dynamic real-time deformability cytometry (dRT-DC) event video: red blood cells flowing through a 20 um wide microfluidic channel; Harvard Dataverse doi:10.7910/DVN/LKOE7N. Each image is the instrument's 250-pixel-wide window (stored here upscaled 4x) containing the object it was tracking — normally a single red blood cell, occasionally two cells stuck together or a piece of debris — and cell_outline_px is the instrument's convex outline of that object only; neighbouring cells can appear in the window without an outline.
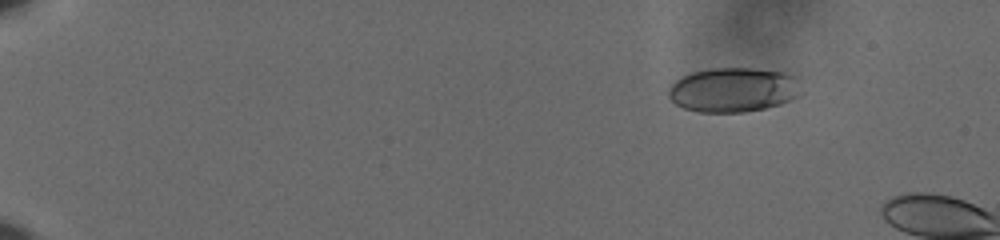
{"species": "human", "species_latin": "Homo sapiens", "temperature_condition": "cold", "stored_images_in_passage": 16, "camera_frame_rate_fps": 3000, "um_per_image_px": 0.085, "donor": {"sex": "male"}, "frame": {"image": 1, "passage_image": 10, "time_ms": 3.0, "image_size_px": [1000, 240], "cell_outline_px": [[796, 96], [780, 104], [764, 108], [744, 112], [700, 112], [684, 108], [676, 104], [668, 96], [668, 88], [676, 80], [692, 72], [712, 68], [752, 68], [784, 72], [792, 76]], "centroid_in_image_um": [62.21, 7.64], "position_along_channel_um": 22.8, "area_um2": 33.58}}